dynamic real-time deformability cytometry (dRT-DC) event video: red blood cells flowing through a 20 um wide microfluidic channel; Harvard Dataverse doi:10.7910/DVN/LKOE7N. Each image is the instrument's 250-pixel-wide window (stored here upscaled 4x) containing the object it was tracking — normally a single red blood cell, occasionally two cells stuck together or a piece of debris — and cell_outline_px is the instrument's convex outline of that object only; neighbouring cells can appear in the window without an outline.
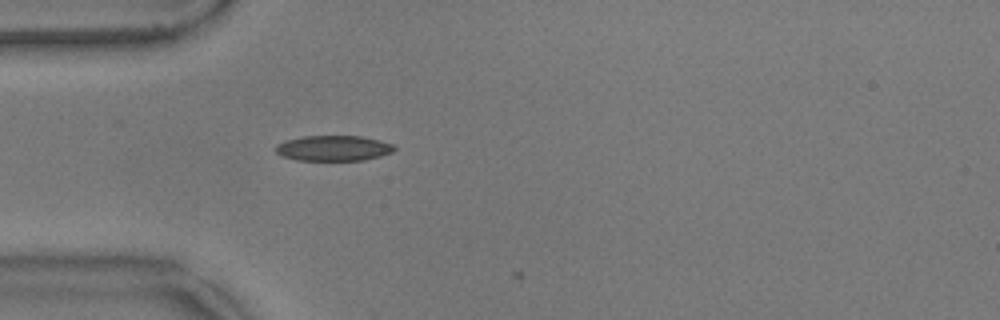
{"species": "common noctule bat (a hibernating species)", "species_latin": "Nyctalus noctula", "temperature_condition": "warm", "stored_images_in_passage": 3, "camera_frame_rate_fps": 3000, "um_per_image_px": 0.085, "animal": {"sex": "male", "body_mass_g": 17.9}, "frame": {"image": 1, "passage_image": 2, "time_ms": 0.333, "image_size_px": [1000, 320], "cell_outline_px": [[396, 148], [392, 152], [380, 156], [364, 160], [296, 160], [280, 156], [276, 152], [276, 144], [288, 140], [304, 136], [360, 136], [380, 140], [392, 144]], "centroid_in_image_um": [28.34, 12.6], "position_along_channel_um": 56.7, "area_um2": 17.51}}